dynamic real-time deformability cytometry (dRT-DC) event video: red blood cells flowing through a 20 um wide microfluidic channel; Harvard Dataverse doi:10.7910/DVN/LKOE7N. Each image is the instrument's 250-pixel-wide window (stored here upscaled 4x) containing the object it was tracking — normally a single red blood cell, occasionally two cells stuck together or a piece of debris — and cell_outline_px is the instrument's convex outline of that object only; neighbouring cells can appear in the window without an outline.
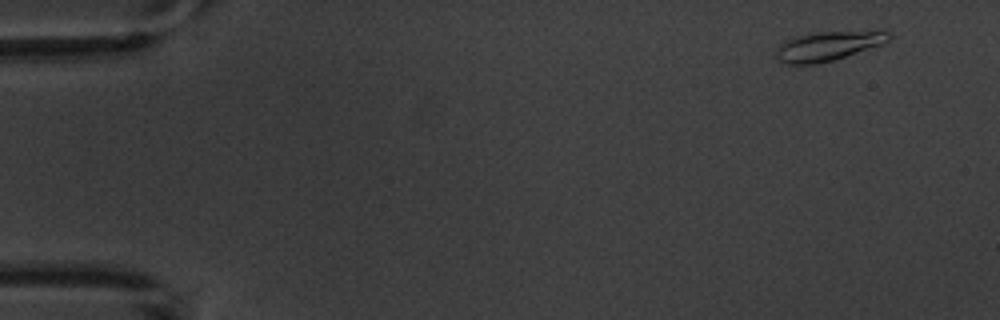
{"species": "common noctule bat (a hibernating species)", "species_latin": "Nyctalus noctula", "temperature_condition": "warm", "stored_images_in_passage": 6, "camera_frame_rate_fps": 3000, "um_per_image_px": 0.085, "animal": {"sex": "male", "body_mass_g": 20.1, "forearm_length_mm": 53.5}, "frame": {"image": 1, "passage_image": 1, "time_ms": 0.0, "image_size_px": [1000, 320], "cell_outline_px": [[892, 36], [888, 40], [880, 44], [832, 60], [816, 64], [784, 64], [776, 56], [776, 48], [780, 44], [796, 36], [812, 32], [892, 32]], "centroid_in_image_um": [70.29, 3.92], "position_along_channel_um": 14.7, "area_um2": 18.61}}
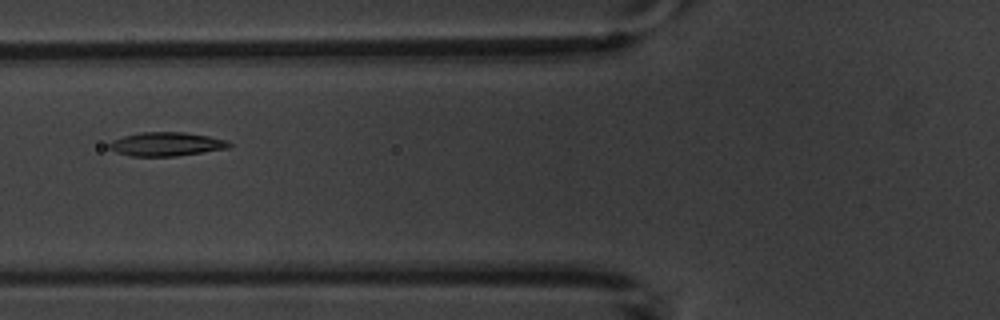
{"frame": {"image": 2, "passage_image": 6, "time_ms": 6.0, "image_size_px": [1000, 320], "cell_outline_px": [[232, 144], [228, 148], [176, 156], [132, 156], [116, 152], [108, 148], [108, 144], [112, 140], [124, 136], [140, 132], [184, 132], [208, 136], [228, 140]], "centroid_in_image_um": [14.13, 12.24], "position_along_channel_um": 111.7, "area_um2": 16.59}}